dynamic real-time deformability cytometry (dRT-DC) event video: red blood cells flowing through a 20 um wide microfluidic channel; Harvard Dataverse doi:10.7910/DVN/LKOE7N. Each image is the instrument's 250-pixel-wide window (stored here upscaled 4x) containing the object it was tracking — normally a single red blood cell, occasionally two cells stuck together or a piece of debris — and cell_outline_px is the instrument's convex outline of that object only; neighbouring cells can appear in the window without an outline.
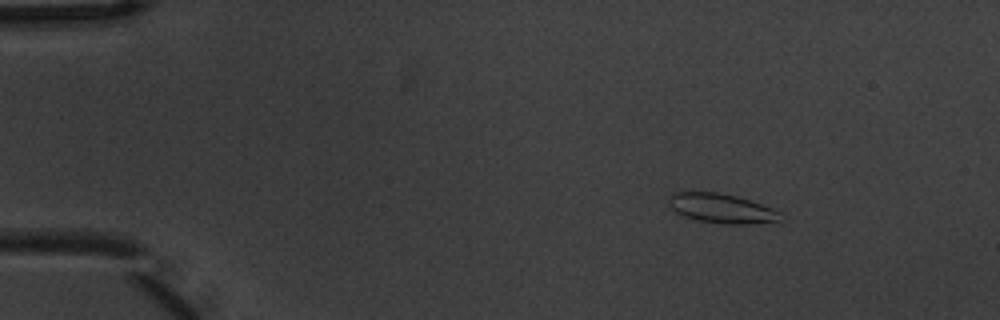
{"species": "common noctule bat (a hibernating species)", "species_latin": "Nyctalus noctula", "temperature_condition": "warm", "stored_images_in_passage": 9, "camera_frame_rate_fps": 3000, "um_per_image_px": 0.085, "animal": {"sex": "male", "body_mass_g": 20.1, "forearm_length_mm": 53.5}, "frame": {"image": 1, "passage_image": 3, "time_ms": 0.667, "image_size_px": [1000, 320], "cell_outline_px": [[780, 212], [776, 220], [748, 224], [724, 224], [700, 220], [684, 216], [676, 212], [668, 204], [668, 196], [672, 192], [716, 192], [736, 196], [772, 208]], "centroid_in_image_um": [61.23, 17.69], "position_along_channel_um": 23.8, "area_um2": 18.73}}
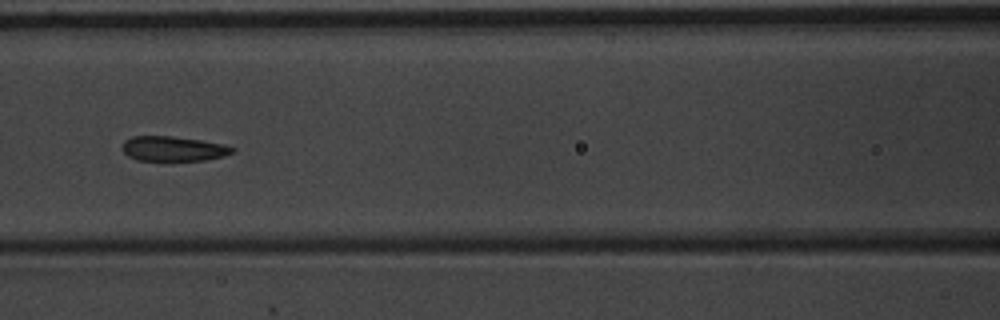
{"frame": {"image": 2, "passage_image": 8, "time_ms": 2.333, "image_size_px": [1000, 320], "cell_outline_px": [[236, 152], [224, 156], [204, 160], [136, 160], [128, 156], [120, 148], [124, 140], [132, 136], [172, 136], [200, 140], [224, 144], [236, 148]], "centroid_in_image_um": [14.73, 12.63], "position_along_channel_um": 151.9, "area_um2": 16.07}}
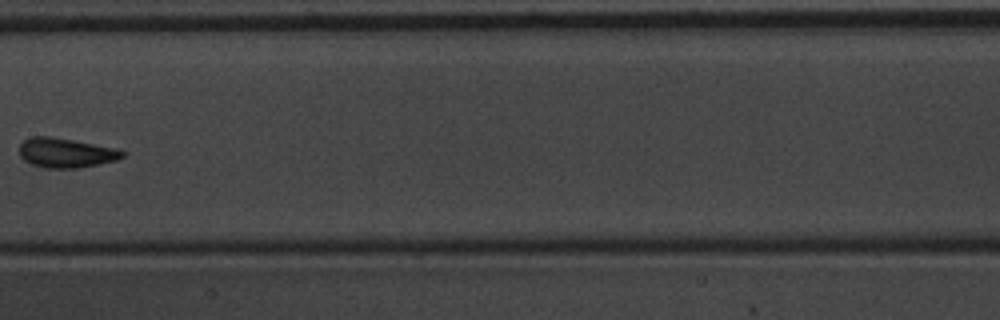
{"frame": {"image": 3, "passage_image": 9, "time_ms": 2.667, "image_size_px": [1000, 320], "cell_outline_px": [[124, 156], [116, 160], [80, 168], [44, 168], [32, 164], [24, 160], [20, 156], [20, 144], [24, 140], [32, 136], [52, 136], [116, 148], [124, 152]], "centroid_in_image_um": [5.58, 12.99], "position_along_channel_um": 201.8, "area_um2": 17.74}}